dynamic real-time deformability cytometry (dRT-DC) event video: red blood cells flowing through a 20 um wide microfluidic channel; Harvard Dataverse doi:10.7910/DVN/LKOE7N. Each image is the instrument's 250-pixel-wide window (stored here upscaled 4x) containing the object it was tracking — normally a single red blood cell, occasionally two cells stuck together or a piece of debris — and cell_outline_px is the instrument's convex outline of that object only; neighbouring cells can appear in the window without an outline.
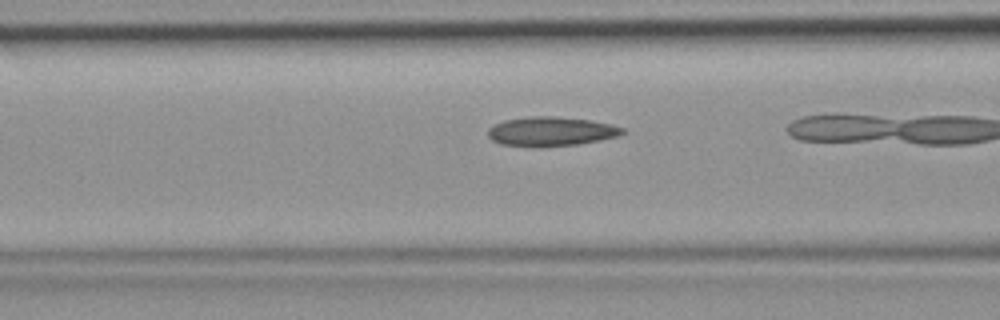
{"species": "common noctule bat (a hibernating species)", "species_latin": "Nyctalus noctula", "temperature_condition": "room temperature", "stored_images_in_passage": 19, "camera_frame_rate_fps": 3000, "um_per_image_px": 0.085, "animal": {"sex": "female", "body_mass_g": 19.9}, "frame": {"image": 1, "passage_image": 11, "time_ms": 3.333, "image_size_px": [1000, 320], "cell_outline_px": [[628, 132], [616, 136], [600, 140], [580, 144], [532, 148], [500, 144], [492, 140], [488, 136], [488, 128], [504, 120], [528, 116], [552, 116], [588, 120], [612, 124], [624, 128]], "centroid_in_image_um": [46.82, 11.19], "position_along_channel_um": 119.8, "area_um2": 23.24}}